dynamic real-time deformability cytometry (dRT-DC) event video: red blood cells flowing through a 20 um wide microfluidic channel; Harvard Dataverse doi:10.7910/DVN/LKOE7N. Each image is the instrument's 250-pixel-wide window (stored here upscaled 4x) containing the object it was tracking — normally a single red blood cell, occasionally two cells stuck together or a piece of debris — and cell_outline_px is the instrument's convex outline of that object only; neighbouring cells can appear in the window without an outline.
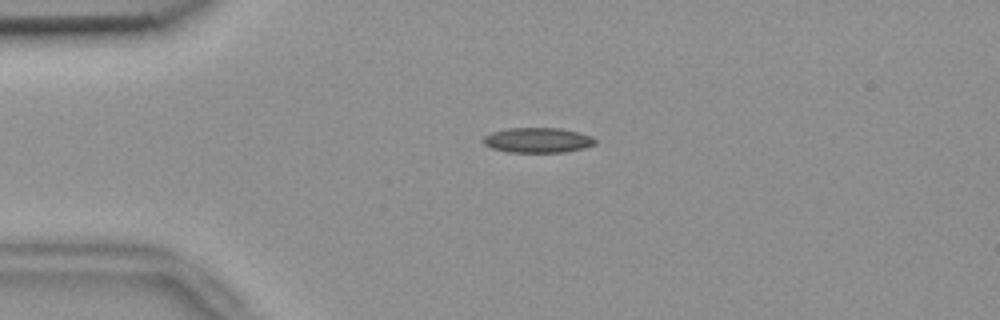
{"species": "common noctule bat (a hibernating species)", "species_latin": "Nyctalus noctula", "temperature_condition": "room temperature", "stored_images_in_passage": 54, "camera_frame_rate_fps": 3000, "um_per_image_px": 0.085, "animal": {"sex": "female", "body_mass_g": 18.4}, "frame": {"image": 1, "passage_image": 13, "time_ms": 4.0, "image_size_px": [1000, 320], "cell_outline_px": [[596, 144], [584, 148], [564, 152], [508, 152], [492, 148], [484, 144], [484, 136], [492, 132], [508, 128], [560, 128], [580, 132], [592, 136], [596, 140]], "centroid_in_image_um": [45.74, 11.91], "position_along_channel_um": 39.3, "area_um2": 16.36}}
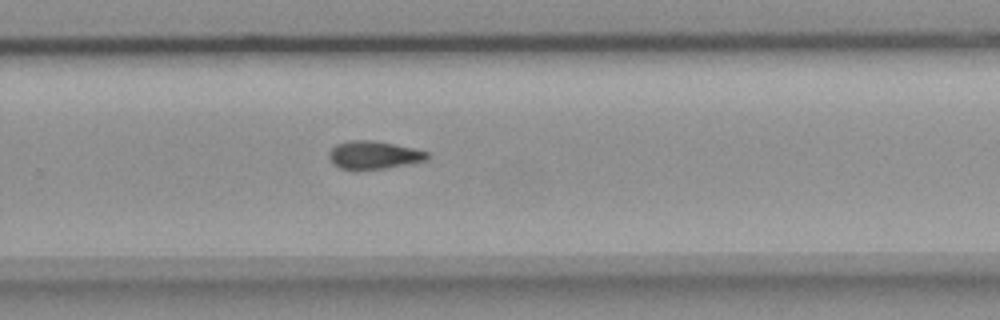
{"frame": {"image": 2, "passage_image": 36, "time_ms": 11.667, "image_size_px": [1000, 320], "cell_outline_px": [[428, 160], [412, 164], [384, 168], [352, 172], [340, 168], [332, 164], [328, 156], [328, 152], [336, 144], [348, 140], [368, 140], [392, 144], [412, 148], [428, 152]], "centroid_in_image_um": [31.71, 13.22], "position_along_channel_um": 298.1, "area_um2": 16.42}}
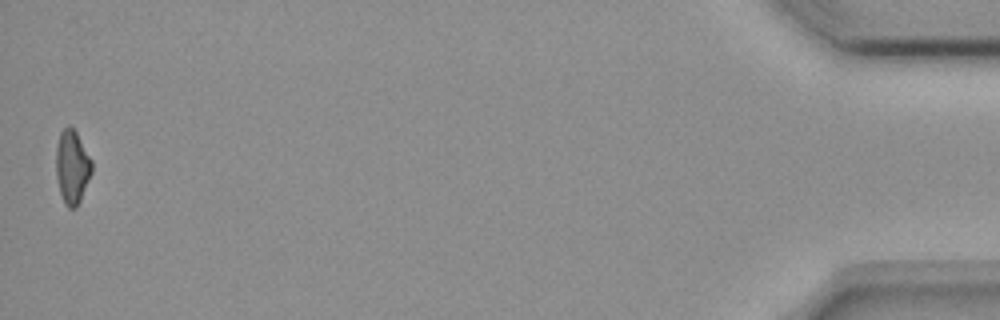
{"frame": {"image": 3, "passage_image": 54, "time_ms": 17.667, "image_size_px": [1000, 320], "cell_outline_px": [[92, 172], [80, 200], [76, 208], [68, 208], [64, 204], [60, 192], [56, 176], [56, 148], [60, 132], [68, 124], [76, 132], [92, 160]], "centroid_in_image_um": [6.12, 14.19], "position_along_channel_um": 429.1, "area_um2": 15.32}}